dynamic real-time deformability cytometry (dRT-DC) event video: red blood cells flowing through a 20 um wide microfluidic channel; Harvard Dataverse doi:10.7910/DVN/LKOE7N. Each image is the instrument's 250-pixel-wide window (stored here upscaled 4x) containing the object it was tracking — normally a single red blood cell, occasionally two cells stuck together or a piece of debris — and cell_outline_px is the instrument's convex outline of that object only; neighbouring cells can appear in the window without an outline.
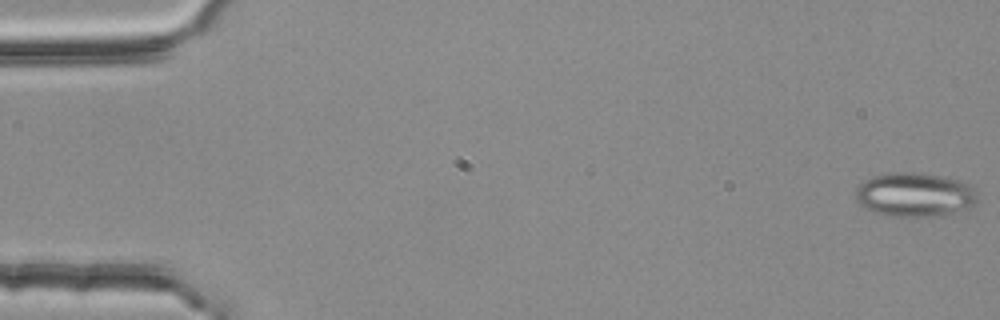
{"species": "common noctule bat (a hibernating species)", "species_latin": "Nyctalus noctula", "temperature_condition": "room temperature", "stored_images_in_passage": 13, "camera_frame_rate_fps": 3000, "um_per_image_px": 0.085, "animal": {"sex": "female", "body_mass_g": 25.1}, "frame": {"image": 1, "passage_image": 1, "time_ms": 0.0, "image_size_px": [1000, 320], "cell_outline_px": [[980, 200], [972, 208], [940, 216], [884, 216], [864, 208], [856, 200], [856, 188], [860, 184], [872, 176], [892, 172], [916, 172], [940, 176], [956, 180], [968, 184], [980, 192]], "centroid_in_image_um": [77.81, 16.56], "position_along_channel_um": 7.2, "area_um2": 31.85}}